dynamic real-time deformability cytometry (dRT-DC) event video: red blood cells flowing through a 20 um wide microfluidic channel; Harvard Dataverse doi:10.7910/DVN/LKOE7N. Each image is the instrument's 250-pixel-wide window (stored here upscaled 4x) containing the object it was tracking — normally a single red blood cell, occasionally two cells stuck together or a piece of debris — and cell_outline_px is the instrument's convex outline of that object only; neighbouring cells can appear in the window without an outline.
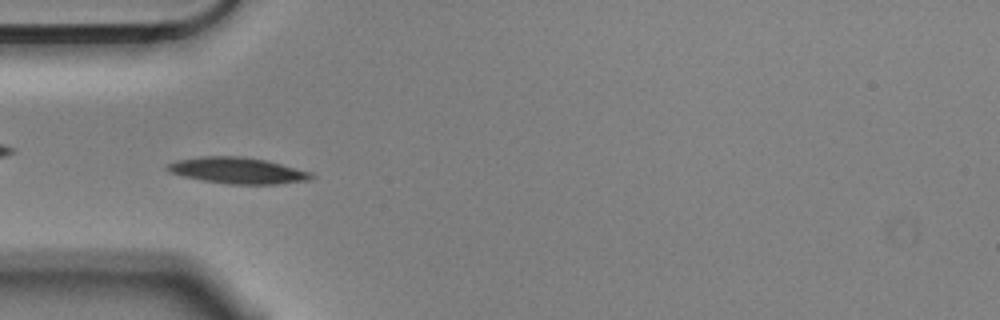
{"species": "Egyptian fruit bat (a non-hibernating species)", "species_latin": "Rousettus aegyptiacus", "temperature_condition": "cold", "stored_images_in_passage": 5, "camera_frame_rate_fps": 3000, "um_per_image_px": 0.085, "animal": {"sex": "male"}, "frame": {"image": 1, "passage_image": 4, "time_ms": 1.0, "image_size_px": [1000, 320], "cell_outline_px": [[316, 176], [308, 180], [276, 184], [228, 184], [204, 180], [184, 176], [168, 172], [164, 168], [168, 164], [176, 160], [200, 156], [240, 156], [264, 160], [312, 172]], "centroid_in_image_um": [20.17, 14.49], "position_along_channel_um": 64.8, "area_um2": 21.85}}
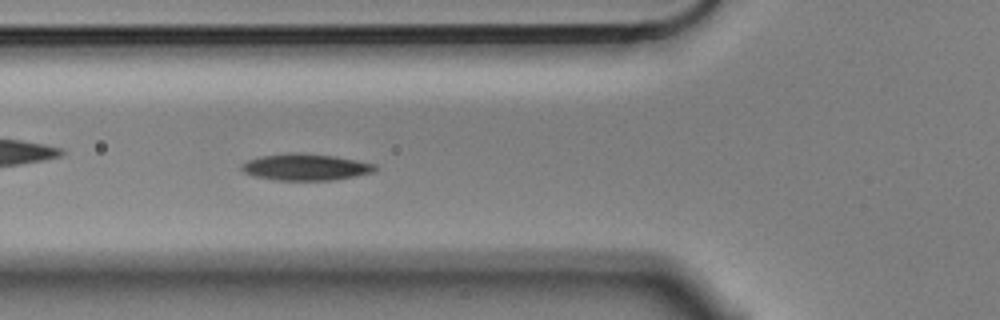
{"frame": {"image": 2, "passage_image": 5, "time_ms": 1.333, "image_size_px": [1000, 320], "cell_outline_px": [[376, 172], [356, 176], [332, 180], [276, 180], [252, 176], [244, 172], [240, 168], [240, 164], [248, 160], [260, 156], [288, 152], [292, 152], [336, 156], [376, 164]], "centroid_in_image_um": [25.96, 14.2], "position_along_channel_um": 99.8, "area_um2": 20.87}}